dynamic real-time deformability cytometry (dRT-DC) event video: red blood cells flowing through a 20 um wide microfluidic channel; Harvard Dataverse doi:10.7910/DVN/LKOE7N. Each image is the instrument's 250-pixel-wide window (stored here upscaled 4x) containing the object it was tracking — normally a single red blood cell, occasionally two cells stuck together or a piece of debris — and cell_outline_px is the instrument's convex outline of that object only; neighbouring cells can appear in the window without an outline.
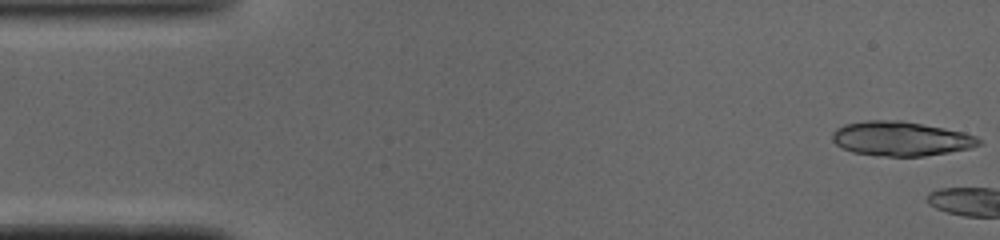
{"species": "common noctule bat (a hibernating species)", "species_latin": "Nyctalus noctula", "temperature_condition": "cold", "stored_images_in_passage": 4, "camera_frame_rate_fps": 3000, "um_per_image_px": 0.085, "animal": {"sex": "male", "body_mass_g": 19.0, "forearm_length_mm": 50.8}, "frame": {"image": 1, "passage_image": 1, "time_ms": 0.0, "image_size_px": [1000, 240], "cell_outline_px": [[980, 144], [972, 148], [924, 156], [884, 156], [852, 152], [836, 144], [832, 140], [832, 132], [836, 128], [844, 124], [868, 120], [900, 120], [944, 128], [964, 132], [976, 136], [980, 140]], "centroid_in_image_um": [76.56, 11.78], "position_along_channel_um": 8.4, "area_um2": 29.3}}